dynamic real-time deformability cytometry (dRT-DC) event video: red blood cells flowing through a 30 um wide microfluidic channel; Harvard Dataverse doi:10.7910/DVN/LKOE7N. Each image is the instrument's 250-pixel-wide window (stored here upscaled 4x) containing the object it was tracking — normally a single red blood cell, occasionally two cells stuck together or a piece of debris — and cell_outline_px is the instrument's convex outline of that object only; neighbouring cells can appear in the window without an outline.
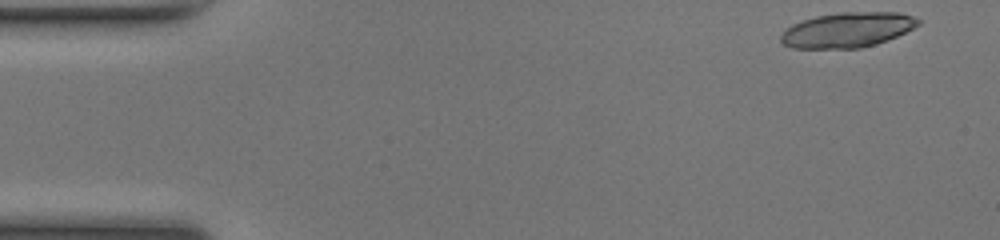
{"species": "common noctule bat (a hibernating species)", "species_latin": "Nyctalus noctula", "temperature_condition": "room temperature", "stored_images_in_passage": 15, "camera_frame_rate_fps": 3000, "um_per_image_px": 0.085, "animal": {"sex": "female", "body_mass_g": 17.0, "forearm_length_mm": 48.0}, "frame": {"image": 1, "passage_image": 1, "time_ms": 0.0, "image_size_px": [1000, 240], "cell_outline_px": [[920, 24], [896, 36], [876, 44], [860, 48], [792, 48], [784, 44], [780, 40], [780, 36], [792, 24], [816, 16], [840, 12], [900, 12], [912, 16], [920, 20]], "centroid_in_image_um": [72.03, 2.54], "position_along_channel_um": 13.0, "area_um2": 27.8}}